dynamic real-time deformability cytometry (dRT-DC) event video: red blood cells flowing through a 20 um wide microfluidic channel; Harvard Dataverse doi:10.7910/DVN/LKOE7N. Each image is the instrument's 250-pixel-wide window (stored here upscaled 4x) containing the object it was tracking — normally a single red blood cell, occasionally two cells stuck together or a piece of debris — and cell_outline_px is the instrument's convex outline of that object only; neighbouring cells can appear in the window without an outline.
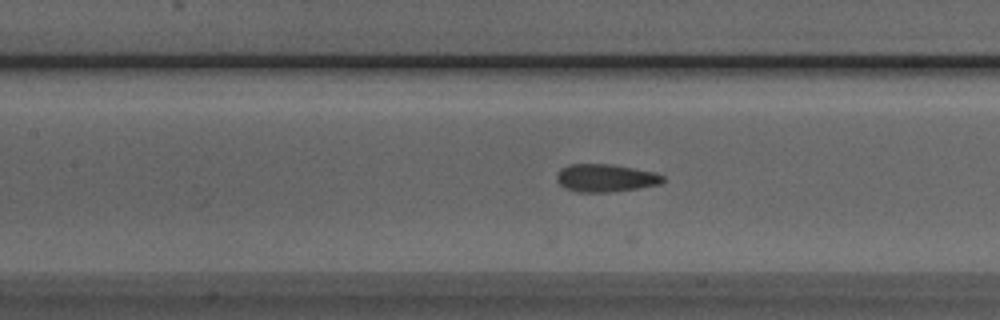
{"species": "Egyptian fruit bat (a non-hibernating species)", "species_latin": "Rousettus aegyptiacus", "temperature_condition": "room temperature", "stored_images_in_passage": 17, "camera_frame_rate_fps": 3000, "um_per_image_px": 0.085, "animal": {"sex": "male"}, "frame": {"image": 1, "passage_image": 8, "time_ms": 2.333, "image_size_px": [1000, 320], "cell_outline_px": [[664, 180], [660, 184], [636, 188], [608, 192], [576, 192], [564, 188], [556, 180], [556, 176], [560, 168], [572, 164], [608, 164], [656, 172], [664, 176]], "centroid_in_image_um": [51.44, 15.13], "position_along_channel_um": 156.0, "area_um2": 17.11}}
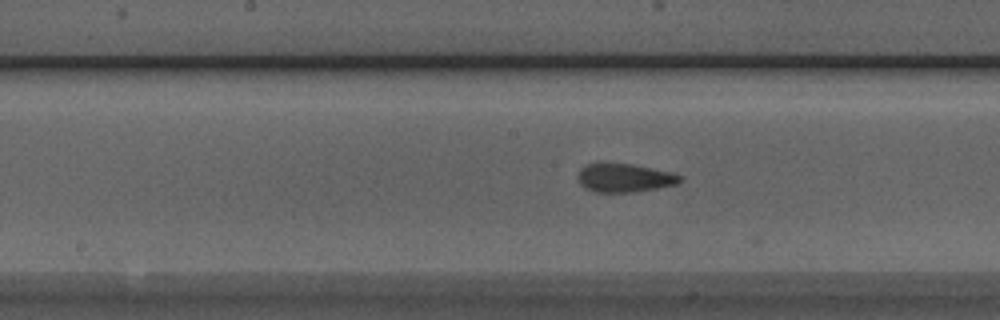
{"frame": {"image": 2, "passage_image": 11, "time_ms": 3.333, "image_size_px": [1000, 320], "cell_outline_px": [[684, 180], [676, 184], [636, 192], [596, 192], [584, 188], [580, 184], [576, 176], [580, 168], [596, 160], [604, 160], [632, 164], [672, 172], [680, 176]], "centroid_in_image_um": [53.0, 15.07], "position_along_channel_um": 195.2, "area_um2": 17.69}}
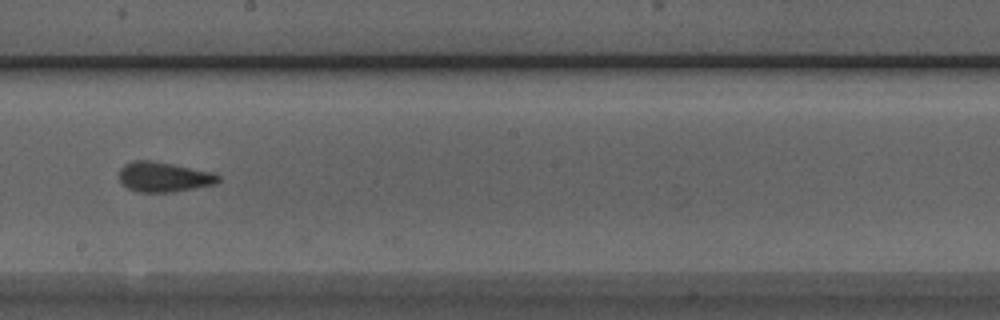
{"frame": {"image": 3, "passage_image": 14, "time_ms": 4.333, "image_size_px": [1000, 320], "cell_outline_px": [[220, 180], [216, 184], [172, 192], [136, 192], [120, 184], [120, 168], [124, 164], [132, 160], [148, 160], [172, 164], [212, 172], [220, 176]], "centroid_in_image_um": [13.89, 15.04], "position_along_channel_um": 234.3, "area_um2": 17.34}}